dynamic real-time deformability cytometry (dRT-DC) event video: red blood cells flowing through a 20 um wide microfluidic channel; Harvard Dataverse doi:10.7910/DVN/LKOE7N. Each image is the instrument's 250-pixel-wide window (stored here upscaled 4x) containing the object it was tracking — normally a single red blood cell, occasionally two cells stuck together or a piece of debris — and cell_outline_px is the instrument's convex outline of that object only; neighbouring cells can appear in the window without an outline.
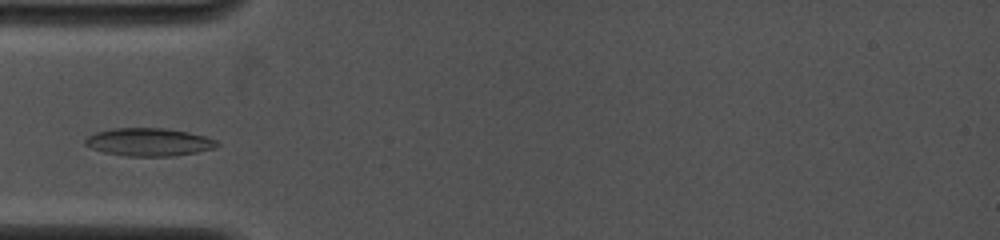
{"species": "common noctule bat (a hibernating species)", "species_latin": "Nyctalus noctula", "temperature_condition": "cold", "stored_images_in_passage": 35, "camera_frame_rate_fps": 4000, "um_per_image_px": 0.085, "animal": {"sex": "female", "body_mass_g": 19.0, "forearm_length_mm": 53.3}, "frame": {"image": 1, "passage_image": 8, "time_ms": 2.5, "image_size_px": [1000, 240], "cell_outline_px": [[220, 144], [216, 148], [196, 152], [172, 156], [128, 156], [104, 152], [92, 148], [84, 144], [84, 140], [88, 136], [96, 132], [112, 128], [168, 128], [188, 132], [204, 136], [216, 140]], "centroid_in_image_um": [12.66, 12.07], "position_along_channel_um": 72.3, "area_um2": 21.44}}
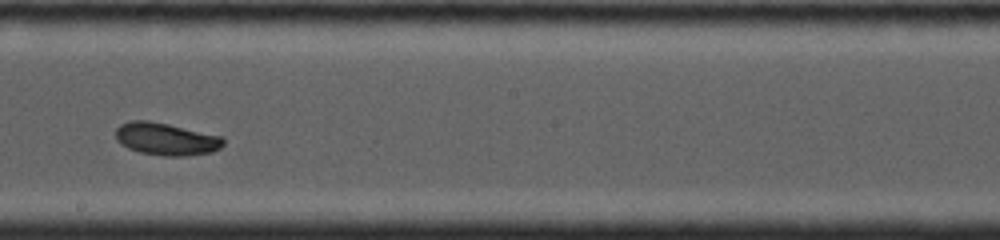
{"frame": {"image": 2, "passage_image": 19, "time_ms": 6.5, "image_size_px": [1000, 240], "cell_outline_px": [[224, 144], [220, 148], [212, 152], [184, 156], [164, 156], [140, 152], [128, 148], [120, 144], [116, 140], [116, 128], [120, 124], [128, 120], [148, 120], [168, 124], [224, 136]], "centroid_in_image_um": [14.12, 11.81], "position_along_channel_um": 234.1, "area_um2": 20.58}}
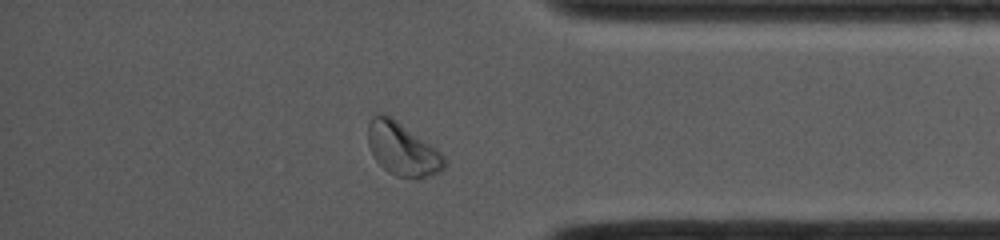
{"frame": {"image": 3, "passage_image": 31, "time_ms": 10.75, "image_size_px": [1000, 240], "cell_outline_px": [[448, 164], [440, 172], [416, 180], [396, 176], [388, 172], [376, 160], [368, 144], [368, 124], [372, 116], [376, 112], [384, 112], [392, 116], [436, 148], [444, 156]], "centroid_in_image_um": [34.21, 12.67], "position_along_channel_um": 401.0, "area_um2": 23.99}, "authors_computed_cell_mechanics": {"area_um2": 20.2878, "velocity_mm_per_s": 4.042, "shape_relaxation_time_tau1_ms": 3.9622, "shape_relaxation_time_tau2_ms": null, "deformation_change_tau1": 0.1242, "deformation_change_tau2": null}}